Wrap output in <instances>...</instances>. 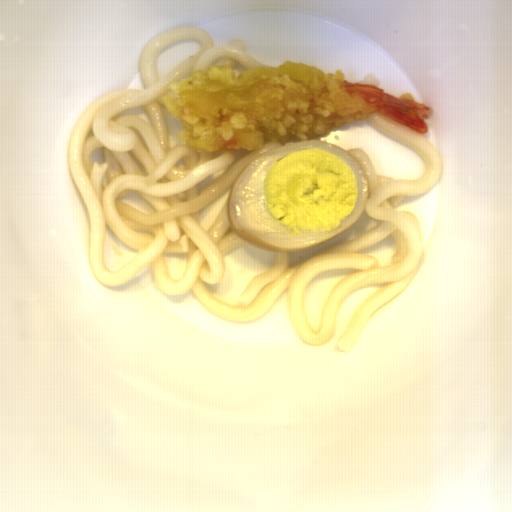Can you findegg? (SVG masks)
Listing matches in <instances>:
<instances>
[{"instance_id":"d2b9013d","label":"egg","mask_w":512,"mask_h":512,"mask_svg":"<svg viewBox=\"0 0 512 512\" xmlns=\"http://www.w3.org/2000/svg\"><path fill=\"white\" fill-rule=\"evenodd\" d=\"M367 202L361 163L337 144L317 139L251 161L230 188L226 213L245 242L292 253L340 235L362 217Z\"/></svg>"}]
</instances>
